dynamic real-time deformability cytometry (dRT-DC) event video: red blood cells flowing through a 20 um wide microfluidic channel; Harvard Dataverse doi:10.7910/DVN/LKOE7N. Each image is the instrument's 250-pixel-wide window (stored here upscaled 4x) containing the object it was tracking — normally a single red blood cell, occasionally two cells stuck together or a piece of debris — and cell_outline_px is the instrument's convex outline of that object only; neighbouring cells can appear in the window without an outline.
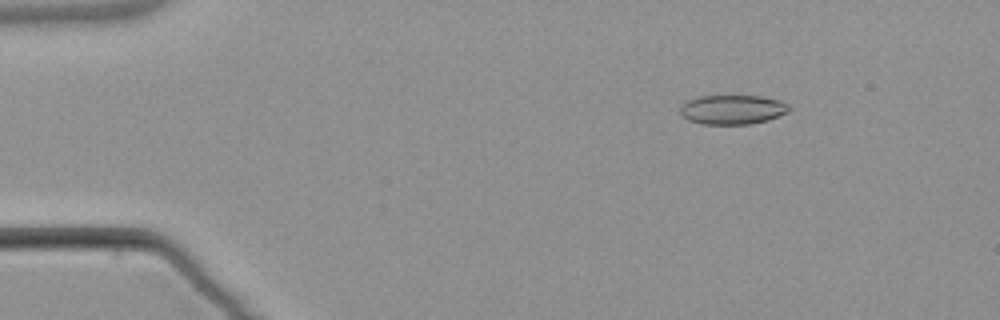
{"species": "common noctule bat (a hibernating species)", "species_latin": "Nyctalus noctula", "temperature_condition": "warm", "stored_images_in_passage": 5, "camera_frame_rate_fps": 3000, "um_per_image_px": 0.085, "animal": {"sex": "male", "body_mass_g": 21.5, "forearm_length_mm": 52.0}, "frame": {"image": 1, "passage_image": 3, "time_ms": 2.333, "image_size_px": [1000, 320], "cell_outline_px": [[792, 108], [788, 112], [768, 120], [748, 124], [704, 124], [688, 120], [680, 112], [680, 108], [688, 100], [700, 96], [760, 96], [780, 100], [788, 104]], "centroid_in_image_um": [62.3, 9.31], "position_along_channel_um": 22.7, "area_um2": 18.55}}